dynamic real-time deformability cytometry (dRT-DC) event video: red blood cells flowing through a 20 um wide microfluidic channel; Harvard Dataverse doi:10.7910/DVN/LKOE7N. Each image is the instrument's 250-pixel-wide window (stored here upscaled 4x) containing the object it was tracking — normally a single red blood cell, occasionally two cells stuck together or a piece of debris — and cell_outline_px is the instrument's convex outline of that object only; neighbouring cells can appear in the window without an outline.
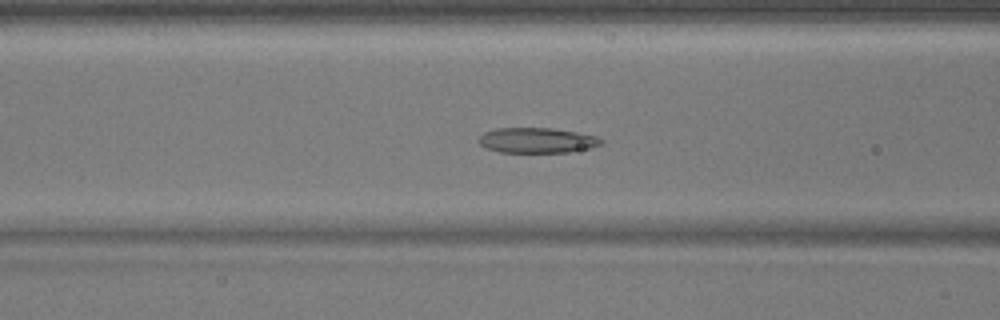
{"species": "common noctule bat (a hibernating species)", "species_latin": "Nyctalus noctula", "temperature_condition": "warm", "stored_images_in_passage": 35, "camera_frame_rate_fps": 3000, "um_per_image_px": 0.085, "animal": {"sex": "male", "body_mass_g": 17.9}, "frame": {"image": 1, "passage_image": 5, "time_ms": 1.333, "image_size_px": [1000, 320], "cell_outline_px": [[604, 140], [600, 144], [588, 148], [568, 152], [500, 152], [488, 148], [480, 144], [476, 140], [484, 132], [496, 128], [552, 128], [576, 132], [596, 136]], "centroid_in_image_um": [45.61, 11.92], "position_along_channel_um": 121.0, "area_um2": 17.86}}
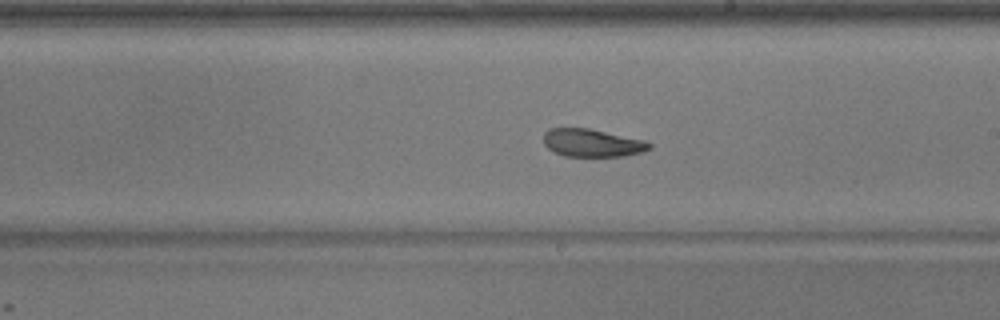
{"frame": {"image": 2, "passage_image": 14, "time_ms": 4.333, "image_size_px": [1000, 320], "cell_outline_px": [[652, 148], [640, 152], [624, 156], [564, 156], [548, 148], [544, 144], [544, 132], [548, 128], [588, 128], [644, 140], [652, 144]], "centroid_in_image_um": [50.32, 12.14], "position_along_channel_um": 238.7, "area_um2": 17.05}}
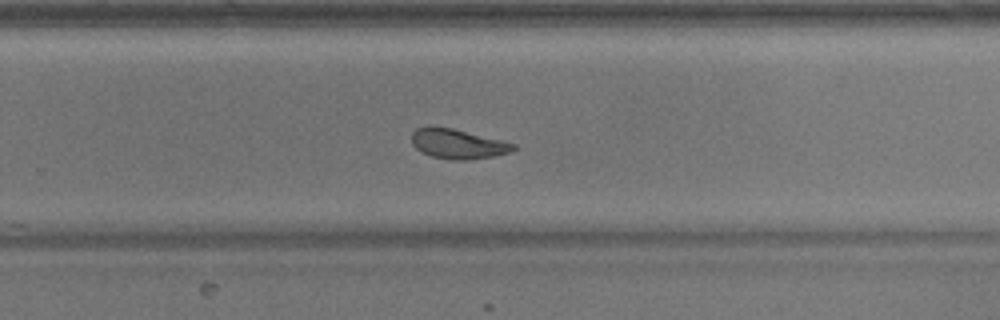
{"frame": {"image": 3, "passage_image": 18, "time_ms": 5.667, "image_size_px": [1000, 320], "cell_outline_px": [[516, 148], [512, 152], [492, 156], [468, 160], [452, 160], [432, 156], [420, 152], [412, 144], [412, 132], [416, 128], [452, 128], [516, 144]], "centroid_in_image_um": [38.92, 12.26], "position_along_channel_um": 290.9, "area_um2": 17.28}}